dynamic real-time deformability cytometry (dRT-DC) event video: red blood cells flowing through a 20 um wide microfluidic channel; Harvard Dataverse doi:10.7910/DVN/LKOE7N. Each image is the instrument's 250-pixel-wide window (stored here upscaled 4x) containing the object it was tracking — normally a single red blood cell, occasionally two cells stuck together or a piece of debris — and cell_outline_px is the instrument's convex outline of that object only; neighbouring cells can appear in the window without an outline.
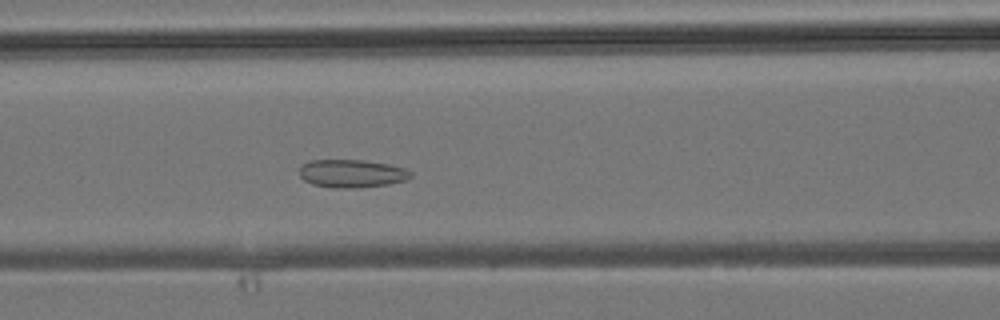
{"species": "common noctule bat (a hibernating species)", "species_latin": "Nyctalus noctula", "temperature_condition": "room temperature", "stored_images_in_passage": 43, "camera_frame_rate_fps": 3000, "um_per_image_px": 0.085, "animal": {"sex": "male", "body_mass_g": 19.2, "forearm_length_mm": 51.8}, "frame": {"image": 1, "passage_image": 17, "time_ms": 5.333, "image_size_px": [1000, 320], "cell_outline_px": [[412, 176], [408, 180], [388, 184], [356, 188], [332, 188], [312, 184], [304, 180], [300, 176], [300, 168], [304, 164], [312, 160], [364, 160], [388, 164], [404, 168], [412, 172]], "centroid_in_image_um": [29.93, 14.76], "position_along_channel_um": 136.7, "area_um2": 18.21}}
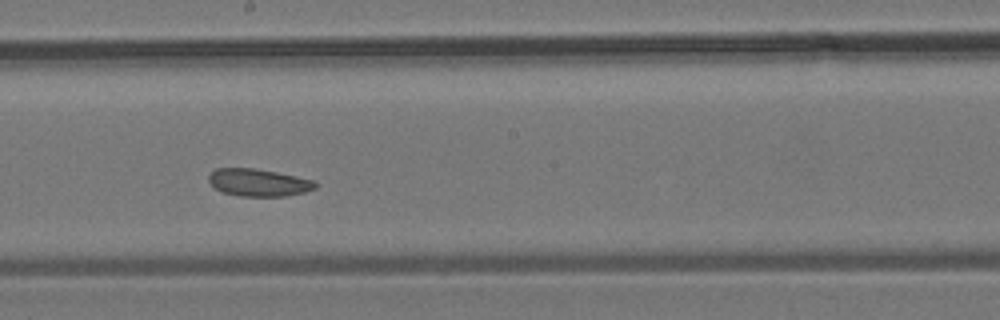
{"frame": {"image": 2, "passage_image": 23, "time_ms": 7.333, "image_size_px": [1000, 320], "cell_outline_px": [[316, 188], [304, 192], [284, 196], [240, 196], [224, 192], [216, 188], [208, 180], [208, 176], [216, 168], [256, 168], [296, 176], [312, 180], [316, 184]], "centroid_in_image_um": [21.96, 15.51], "position_along_channel_um": 226.2, "area_um2": 16.82}}
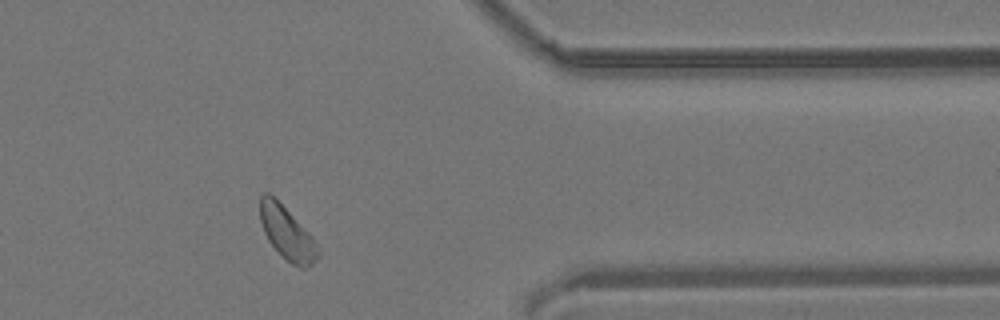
{"frame": {"image": 3, "passage_image": 35, "time_ms": 11.333, "image_size_px": [1000, 320], "cell_outline_px": [[320, 248], [316, 260], [308, 268], [300, 268], [292, 264], [268, 240], [264, 232], [260, 220], [260, 196], [264, 192], [268, 192], [308, 232]], "centroid_in_image_um": [24.4, 19.83], "position_along_channel_um": 387.0, "area_um2": 17.28}}